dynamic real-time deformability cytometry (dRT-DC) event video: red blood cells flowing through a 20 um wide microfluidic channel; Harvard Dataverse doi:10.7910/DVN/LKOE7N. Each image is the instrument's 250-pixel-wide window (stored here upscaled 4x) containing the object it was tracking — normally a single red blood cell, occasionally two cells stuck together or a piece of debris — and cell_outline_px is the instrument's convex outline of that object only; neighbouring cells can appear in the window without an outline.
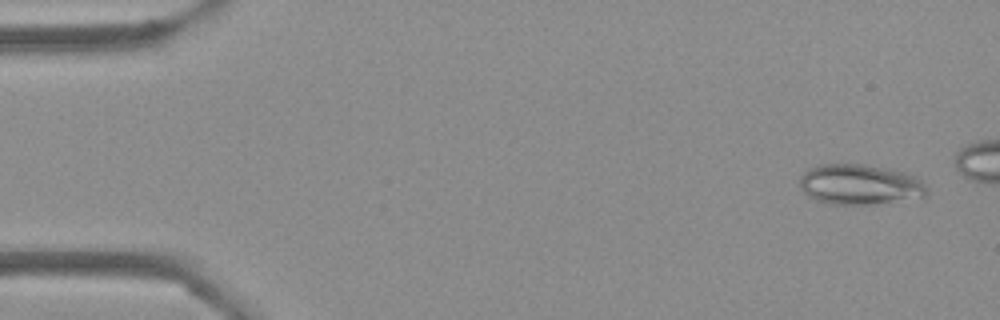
{"species": "Egyptian fruit bat (a non-hibernating species)", "species_latin": "Rousettus aegyptiacus", "temperature_condition": "cold", "stored_images_in_passage": 46, "camera_frame_rate_fps": 3000, "um_per_image_px": 0.085, "frame": {"image": 1, "passage_image": 3, "time_ms": 0.667, "image_size_px": [1000, 320], "cell_outline_px": [[928, 196], [924, 200], [872, 204], [832, 204], [816, 200], [808, 196], [800, 188], [800, 176], [808, 168], [820, 164], [864, 164], [892, 168], [904, 172], [920, 180], [928, 188]], "centroid_in_image_um": [73.17, 15.7], "position_along_channel_um": 11.8, "area_um2": 30.69}}
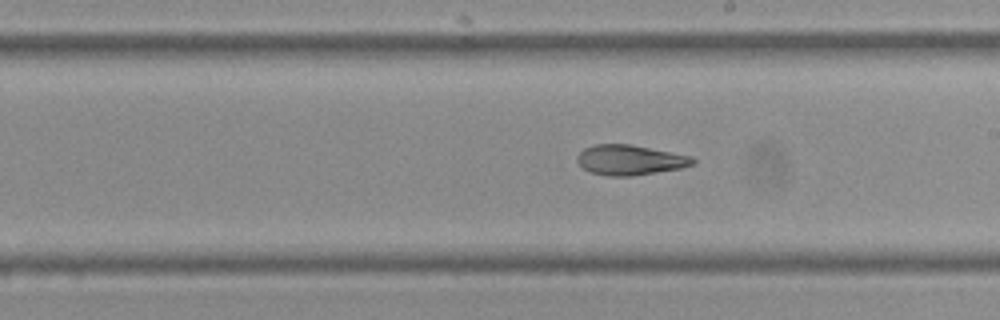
{"frame": {"image": 2, "passage_image": 30, "time_ms": 9.667, "image_size_px": [1000, 320], "cell_outline_px": [[696, 164], [680, 168], [632, 176], [608, 176], [592, 172], [584, 168], [576, 160], [576, 156], [584, 148], [596, 144], [628, 144], [692, 156], [696, 160]], "centroid_in_image_um": [53.55, 13.6], "position_along_channel_um": 235.4, "area_um2": 20.11}}
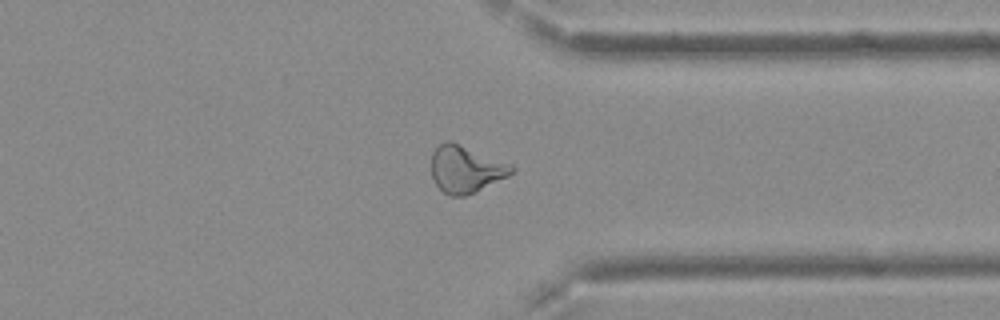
{"frame": {"image": 3, "passage_image": 41, "time_ms": 13.333, "image_size_px": [1000, 320], "cell_outline_px": [[516, 168], [508, 176], [476, 192], [464, 196], [448, 196], [436, 184], [432, 176], [432, 152], [440, 144], [448, 140], [452, 140], [512, 164]], "centroid_in_image_um": [39.6, 14.37], "position_along_channel_um": 371.8, "area_um2": 22.14}}